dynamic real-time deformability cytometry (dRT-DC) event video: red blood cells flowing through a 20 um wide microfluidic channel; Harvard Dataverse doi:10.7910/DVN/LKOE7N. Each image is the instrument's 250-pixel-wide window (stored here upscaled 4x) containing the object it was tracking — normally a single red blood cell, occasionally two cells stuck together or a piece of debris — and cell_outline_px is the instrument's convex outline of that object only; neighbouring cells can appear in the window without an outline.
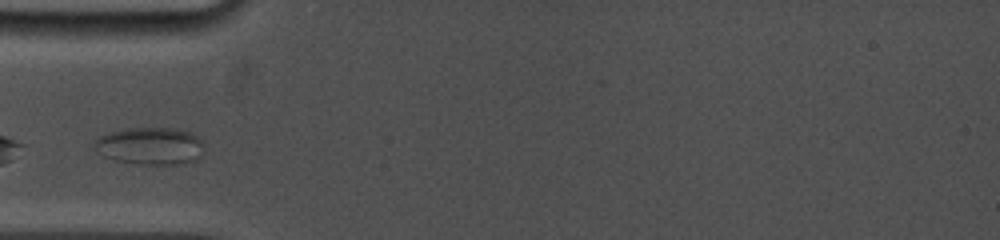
{"species": "common noctule bat (a hibernating species)", "species_latin": "Nyctalus noctula", "temperature_condition": "cold", "stored_images_in_passage": 11, "camera_frame_rate_fps": 5000, "um_per_image_px": 0.085, "animal": {"sex": "female", "body_mass_g": 19.0, "forearm_length_mm": 53.3}, "frame": {"image": 1, "passage_image": 1, "time_ms": 0.0, "image_size_px": [1000, 240], "cell_outline_px": [[204, 152], [196, 160], [180, 164], [140, 164], [116, 160], [104, 156], [96, 152], [92, 148], [92, 144], [100, 136], [112, 132], [128, 128], [176, 128], [192, 132], [204, 140]], "centroid_in_image_um": [12.81, 12.4], "position_along_channel_um": 72.2, "area_um2": 24.22}}
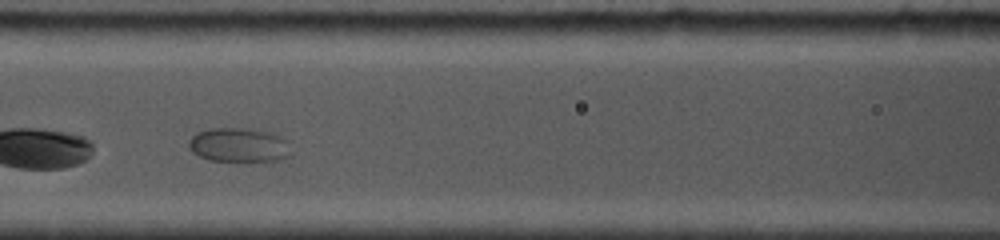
{"frame": {"image": 2, "passage_image": 5, "time_ms": 2.0, "image_size_px": [1000, 240], "cell_outline_px": [[288, 156], [280, 160], [208, 160], [192, 152], [188, 148], [188, 140], [196, 132], [208, 128], [248, 128], [272, 132], [288, 140]], "centroid_in_image_um": [20.26, 12.29], "position_along_channel_um": 146.3, "area_um2": 20.35}}
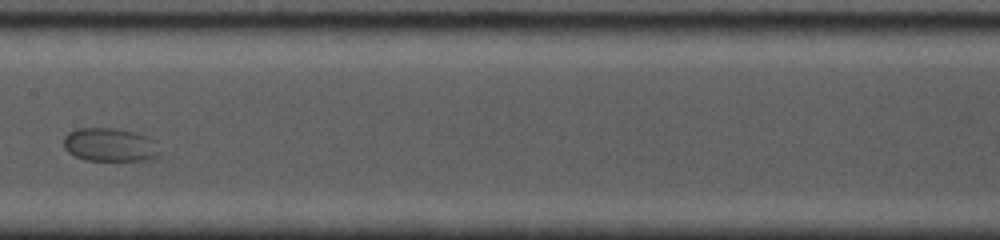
{"frame": {"image": 3, "passage_image": 8, "time_ms": 3.4, "image_size_px": [1000, 240], "cell_outline_px": [[160, 156], [156, 160], [84, 160], [68, 152], [64, 148], [64, 136], [68, 132], [76, 128], [112, 128], [136, 132], [148, 136], [156, 140], [160, 152]], "centroid_in_image_um": [9.4, 12.31], "position_along_channel_um": 198.0, "area_um2": 19.13}}